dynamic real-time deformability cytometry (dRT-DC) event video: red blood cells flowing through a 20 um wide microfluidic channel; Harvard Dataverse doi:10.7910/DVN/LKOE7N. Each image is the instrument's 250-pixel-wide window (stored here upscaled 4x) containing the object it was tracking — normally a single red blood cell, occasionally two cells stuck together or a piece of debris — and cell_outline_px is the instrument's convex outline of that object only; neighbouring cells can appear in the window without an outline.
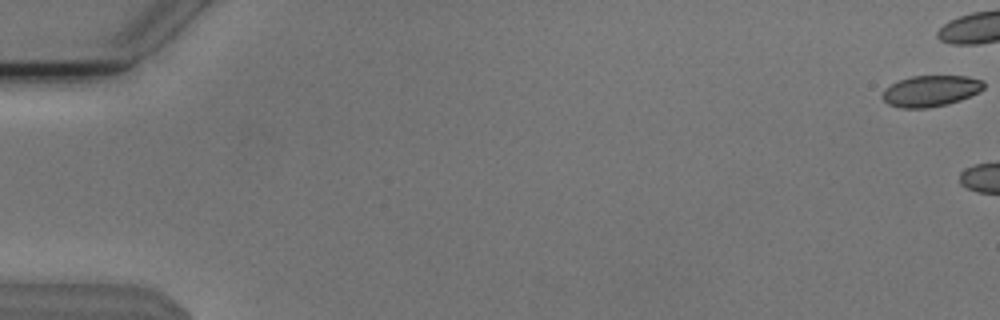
{"species": "Egyptian fruit bat (a non-hibernating species)", "species_latin": "Rousettus aegyptiacus", "temperature_condition": "cold", "stored_images_in_passage": 5, "camera_frame_rate_fps": 3000, "um_per_image_px": 0.085, "animal": {"sex": "male"}, "frame": {"image": 1, "passage_image": 1, "time_ms": 0.0, "image_size_px": [1000, 320], "cell_outline_px": [[984, 88], [980, 92], [960, 100], [948, 104], [928, 108], [900, 108], [888, 104], [880, 96], [884, 88], [900, 80], [912, 76], [968, 76], [984, 80]], "centroid_in_image_um": [79.11, 7.73], "position_along_channel_um": 5.9, "area_um2": 18.55}}